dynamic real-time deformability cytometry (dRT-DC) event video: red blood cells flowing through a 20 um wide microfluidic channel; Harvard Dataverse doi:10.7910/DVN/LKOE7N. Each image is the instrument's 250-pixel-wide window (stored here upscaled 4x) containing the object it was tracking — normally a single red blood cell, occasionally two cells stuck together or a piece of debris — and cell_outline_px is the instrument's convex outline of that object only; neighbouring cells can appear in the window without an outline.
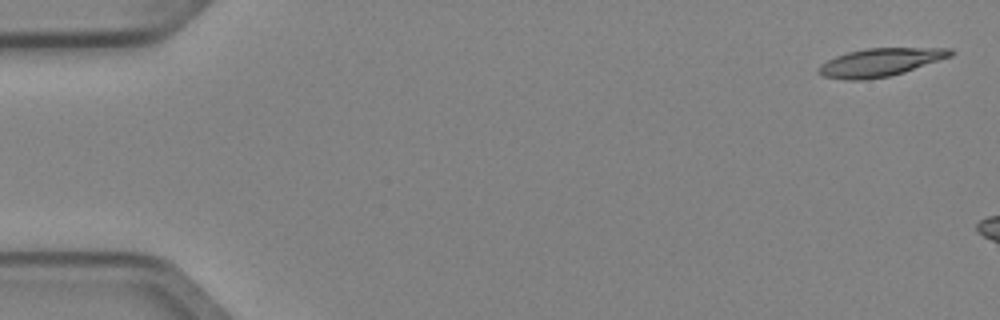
{"species": "Egyptian fruit bat (a non-hibernating species)", "species_latin": "Rousettus aegyptiacus", "temperature_condition": "cold", "stored_images_in_passage": 3, "camera_frame_rate_fps": 3000, "um_per_image_px": 0.085, "animal": {"sex": "female"}, "frame": {"image": 1, "passage_image": 1, "time_ms": 0.0, "image_size_px": [1000, 320], "cell_outline_px": [[956, 52], [952, 56], [904, 72], [888, 76], [864, 80], [844, 80], [824, 76], [816, 72], [816, 68], [820, 64], [836, 56], [848, 52], [864, 48], [952, 48]], "centroid_in_image_um": [74.8, 5.29], "position_along_channel_um": 10.2, "area_um2": 21.68}}